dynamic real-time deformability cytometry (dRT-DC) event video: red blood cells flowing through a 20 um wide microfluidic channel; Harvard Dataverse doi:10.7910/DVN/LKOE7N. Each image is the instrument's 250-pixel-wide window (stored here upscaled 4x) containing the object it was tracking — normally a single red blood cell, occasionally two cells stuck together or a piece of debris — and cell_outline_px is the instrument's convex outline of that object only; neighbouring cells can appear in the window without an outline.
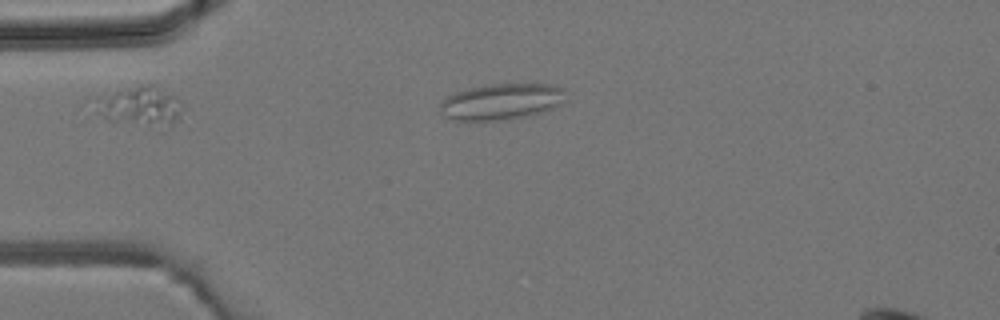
{"species": "common noctule bat (a hibernating species)", "species_latin": "Nyctalus noctula", "temperature_condition": "room temperature", "stored_images_in_passage": 37, "camera_frame_rate_fps": 3000, "um_per_image_px": 0.085, "animal": {"sex": "male", "body_mass_g": 19.2, "forearm_length_mm": 51.8}, "frame": {"image": 1, "passage_image": 2, "time_ms": 0.333, "image_size_px": [1000, 320], "cell_outline_px": [[564, 100], [552, 108], [540, 112], [508, 120], [456, 120], [444, 116], [440, 108], [440, 104], [448, 96], [456, 92], [468, 88], [492, 84], [556, 84], [564, 88]], "centroid_in_image_um": [42.63, 8.63], "position_along_channel_um": 42.4, "area_um2": 26.18}}
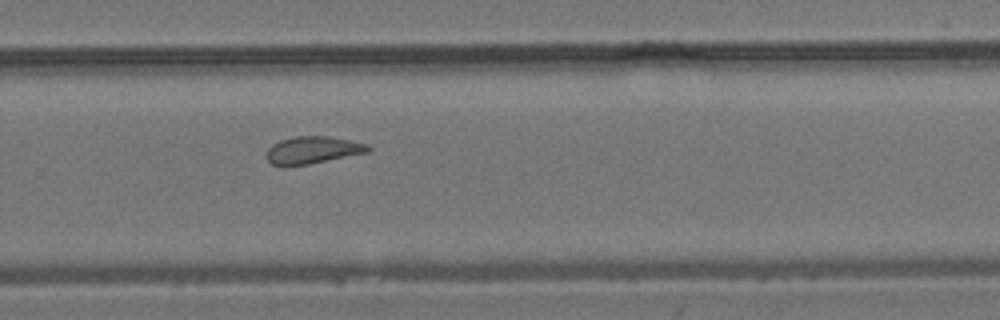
{"frame": {"image": 2, "passage_image": 21, "time_ms": 6.667, "image_size_px": [1000, 320], "cell_outline_px": [[372, 148], [368, 152], [308, 164], [284, 168], [272, 164], [268, 160], [268, 148], [272, 144], [280, 140], [296, 136], [328, 136], [368, 144]], "centroid_in_image_um": [26.55, 12.77], "position_along_channel_um": 303.2, "area_um2": 16.18}}
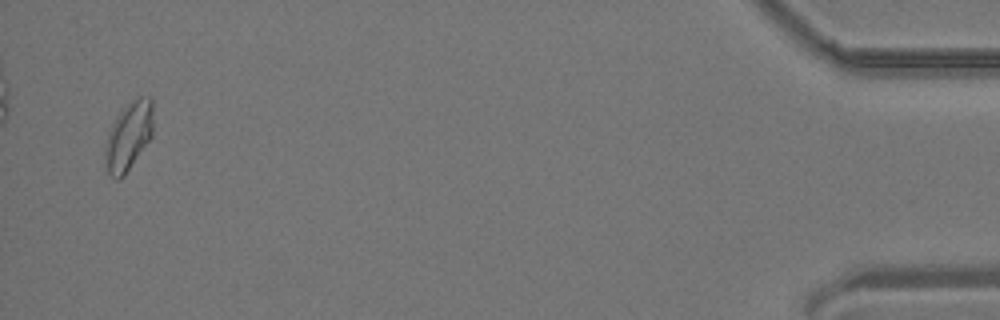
{"frame": {"image": 3, "passage_image": 35, "time_ms": 11.333, "image_size_px": [1000, 320], "cell_outline_px": [[152, 136], [124, 176], [120, 180], [116, 180], [108, 172], [104, 156], [104, 148], [108, 132], [120, 108], [132, 100], [140, 96], [152, 96]], "centroid_in_image_um": [10.91, 11.54], "position_along_channel_um": 424.3, "area_um2": 19.36}}